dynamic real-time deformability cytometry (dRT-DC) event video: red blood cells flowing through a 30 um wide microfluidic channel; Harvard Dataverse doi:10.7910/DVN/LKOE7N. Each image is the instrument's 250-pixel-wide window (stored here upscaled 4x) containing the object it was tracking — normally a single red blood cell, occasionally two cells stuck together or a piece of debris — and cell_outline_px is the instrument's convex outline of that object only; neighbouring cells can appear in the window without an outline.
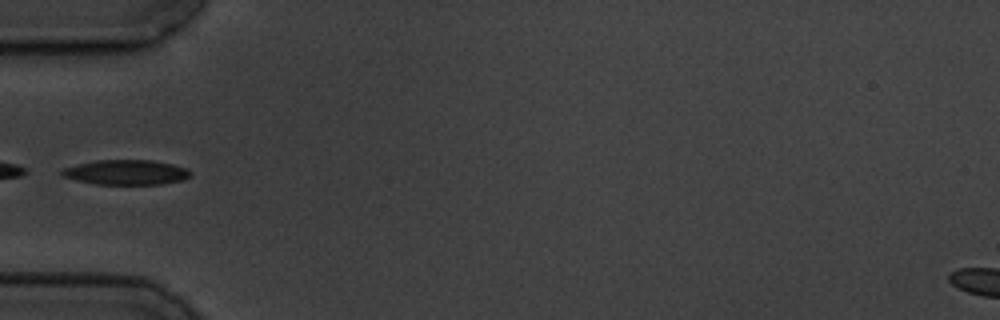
{"species": "common noctule bat (a hibernating species)", "species_latin": "Nyctalus noctula", "temperature_condition": "cold", "stored_images_in_passage": 11, "camera_frame_rate_fps": 3000, "um_per_image_px": 0.085, "animal": {"sex": "male", "body_mass_g": 19.5, "forearm_length_mm": 54.6}, "frame": {"image": 1, "passage_image": 5, "time_ms": 5.667, "image_size_px": [1000, 320], "cell_outline_px": [[192, 176], [184, 180], [160, 184], [96, 184], [76, 180], [60, 176], [60, 168], [96, 160], [152, 160], [172, 164], [188, 168], [192, 172]], "centroid_in_image_um": [10.72, 14.64], "position_along_channel_um": 74.3, "area_um2": 18.9}}
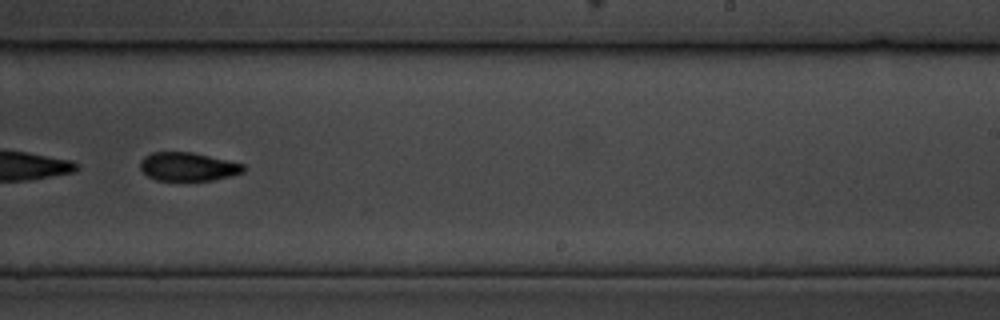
{"frame": {"image": 2, "passage_image": 10, "time_ms": 11.333, "image_size_px": [1000, 320], "cell_outline_px": [[244, 172], [212, 180], [156, 180], [148, 176], [140, 168], [140, 160], [144, 156], [152, 152], [192, 152], [228, 160], [244, 164]], "centroid_in_image_um": [15.95, 14.16], "position_along_channel_um": 273.0, "area_um2": 17.05}}
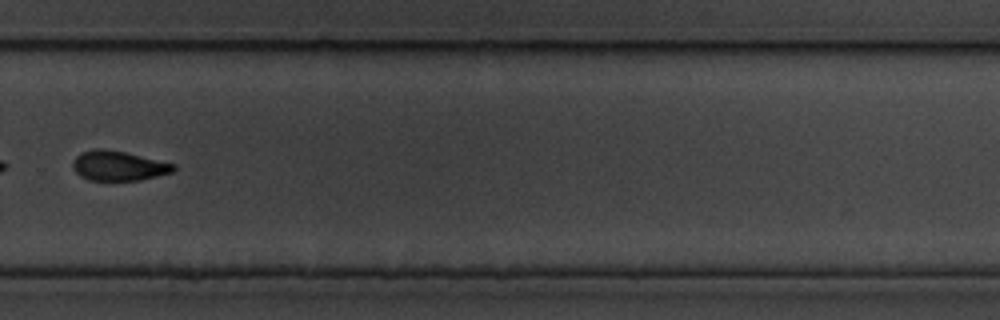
{"frame": {"image": 3, "passage_image": 11, "time_ms": 12.667, "image_size_px": [1000, 320], "cell_outline_px": [[176, 168], [172, 172], [140, 180], [88, 180], [80, 176], [72, 168], [72, 164], [76, 156], [80, 152], [92, 148], [104, 148], [124, 152], [176, 164]], "centroid_in_image_um": [10.03, 14.08], "position_along_channel_um": 319.8, "area_um2": 17.51}}